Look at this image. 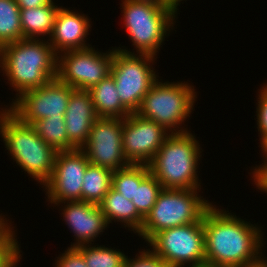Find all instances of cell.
<instances>
[{
	"label": "cell",
	"instance_id": "cell-1",
	"mask_svg": "<svg viewBox=\"0 0 267 267\" xmlns=\"http://www.w3.org/2000/svg\"><path fill=\"white\" fill-rule=\"evenodd\" d=\"M218 207L212 204L203 215L205 267L264 266L263 227Z\"/></svg>",
	"mask_w": 267,
	"mask_h": 267
},
{
	"label": "cell",
	"instance_id": "cell-2",
	"mask_svg": "<svg viewBox=\"0 0 267 267\" xmlns=\"http://www.w3.org/2000/svg\"><path fill=\"white\" fill-rule=\"evenodd\" d=\"M0 68L18 97L56 79L57 54L48 39H21L0 48Z\"/></svg>",
	"mask_w": 267,
	"mask_h": 267
},
{
	"label": "cell",
	"instance_id": "cell-3",
	"mask_svg": "<svg viewBox=\"0 0 267 267\" xmlns=\"http://www.w3.org/2000/svg\"><path fill=\"white\" fill-rule=\"evenodd\" d=\"M0 137L14 162L44 186L53 174L57 151L6 107L0 110Z\"/></svg>",
	"mask_w": 267,
	"mask_h": 267
},
{
	"label": "cell",
	"instance_id": "cell-4",
	"mask_svg": "<svg viewBox=\"0 0 267 267\" xmlns=\"http://www.w3.org/2000/svg\"><path fill=\"white\" fill-rule=\"evenodd\" d=\"M201 150L191 131L170 133L148 164L150 172L165 189H201L197 174Z\"/></svg>",
	"mask_w": 267,
	"mask_h": 267
},
{
	"label": "cell",
	"instance_id": "cell-5",
	"mask_svg": "<svg viewBox=\"0 0 267 267\" xmlns=\"http://www.w3.org/2000/svg\"><path fill=\"white\" fill-rule=\"evenodd\" d=\"M121 2L125 31L135 46L136 54H150L157 58L166 36L174 28L177 14L158 0Z\"/></svg>",
	"mask_w": 267,
	"mask_h": 267
},
{
	"label": "cell",
	"instance_id": "cell-6",
	"mask_svg": "<svg viewBox=\"0 0 267 267\" xmlns=\"http://www.w3.org/2000/svg\"><path fill=\"white\" fill-rule=\"evenodd\" d=\"M196 98L194 86L188 82H160L158 79L144 95L135 113L171 133L187 132L189 130L182 124L190 118Z\"/></svg>",
	"mask_w": 267,
	"mask_h": 267
},
{
	"label": "cell",
	"instance_id": "cell-7",
	"mask_svg": "<svg viewBox=\"0 0 267 267\" xmlns=\"http://www.w3.org/2000/svg\"><path fill=\"white\" fill-rule=\"evenodd\" d=\"M198 190V191H197ZM200 189H165L160 192L155 205L144 219L138 233L148 242L162 230L196 223L212 205L198 192Z\"/></svg>",
	"mask_w": 267,
	"mask_h": 267
},
{
	"label": "cell",
	"instance_id": "cell-8",
	"mask_svg": "<svg viewBox=\"0 0 267 267\" xmlns=\"http://www.w3.org/2000/svg\"><path fill=\"white\" fill-rule=\"evenodd\" d=\"M115 47L111 75L122 104L135 113L159 77L152 65L156 58L150 54H136L134 51Z\"/></svg>",
	"mask_w": 267,
	"mask_h": 267
},
{
	"label": "cell",
	"instance_id": "cell-9",
	"mask_svg": "<svg viewBox=\"0 0 267 267\" xmlns=\"http://www.w3.org/2000/svg\"><path fill=\"white\" fill-rule=\"evenodd\" d=\"M147 244L168 267H205L203 218L196 223L162 230Z\"/></svg>",
	"mask_w": 267,
	"mask_h": 267
},
{
	"label": "cell",
	"instance_id": "cell-10",
	"mask_svg": "<svg viewBox=\"0 0 267 267\" xmlns=\"http://www.w3.org/2000/svg\"><path fill=\"white\" fill-rule=\"evenodd\" d=\"M114 50L104 53L90 47L62 52L57 55L56 78L73 89L90 90L111 74Z\"/></svg>",
	"mask_w": 267,
	"mask_h": 267
},
{
	"label": "cell",
	"instance_id": "cell-11",
	"mask_svg": "<svg viewBox=\"0 0 267 267\" xmlns=\"http://www.w3.org/2000/svg\"><path fill=\"white\" fill-rule=\"evenodd\" d=\"M74 89L57 78L47 84L24 91L7 109L21 122L32 125L41 119L64 117L71 92ZM14 100V101H13Z\"/></svg>",
	"mask_w": 267,
	"mask_h": 267
},
{
	"label": "cell",
	"instance_id": "cell-12",
	"mask_svg": "<svg viewBox=\"0 0 267 267\" xmlns=\"http://www.w3.org/2000/svg\"><path fill=\"white\" fill-rule=\"evenodd\" d=\"M89 164L82 149L57 151L53 174L42 186L49 204L82 201L83 177Z\"/></svg>",
	"mask_w": 267,
	"mask_h": 267
},
{
	"label": "cell",
	"instance_id": "cell-13",
	"mask_svg": "<svg viewBox=\"0 0 267 267\" xmlns=\"http://www.w3.org/2000/svg\"><path fill=\"white\" fill-rule=\"evenodd\" d=\"M123 119L98 118L81 148L90 164L115 172L129 166L122 145Z\"/></svg>",
	"mask_w": 267,
	"mask_h": 267
},
{
	"label": "cell",
	"instance_id": "cell-14",
	"mask_svg": "<svg viewBox=\"0 0 267 267\" xmlns=\"http://www.w3.org/2000/svg\"><path fill=\"white\" fill-rule=\"evenodd\" d=\"M170 134L163 126L131 113L123 119L122 145L131 164L148 165Z\"/></svg>",
	"mask_w": 267,
	"mask_h": 267
},
{
	"label": "cell",
	"instance_id": "cell-15",
	"mask_svg": "<svg viewBox=\"0 0 267 267\" xmlns=\"http://www.w3.org/2000/svg\"><path fill=\"white\" fill-rule=\"evenodd\" d=\"M61 207L63 221L74 234V243L70 247H78L92 242L102 235L104 230L109 227L105 216L98 204L84 201H68L55 204ZM76 242V243H75Z\"/></svg>",
	"mask_w": 267,
	"mask_h": 267
},
{
	"label": "cell",
	"instance_id": "cell-16",
	"mask_svg": "<svg viewBox=\"0 0 267 267\" xmlns=\"http://www.w3.org/2000/svg\"><path fill=\"white\" fill-rule=\"evenodd\" d=\"M91 20L86 14L59 6L52 35L48 39L58 55L65 51L81 50L92 47L86 42L91 31Z\"/></svg>",
	"mask_w": 267,
	"mask_h": 267
},
{
	"label": "cell",
	"instance_id": "cell-17",
	"mask_svg": "<svg viewBox=\"0 0 267 267\" xmlns=\"http://www.w3.org/2000/svg\"><path fill=\"white\" fill-rule=\"evenodd\" d=\"M99 118L89 90L74 89L64 114L69 141L81 149L87 142L93 123Z\"/></svg>",
	"mask_w": 267,
	"mask_h": 267
},
{
	"label": "cell",
	"instance_id": "cell-18",
	"mask_svg": "<svg viewBox=\"0 0 267 267\" xmlns=\"http://www.w3.org/2000/svg\"><path fill=\"white\" fill-rule=\"evenodd\" d=\"M98 205L108 225L112 221H117V223H122L125 228L128 227L130 232L133 231L137 234L140 232L144 218L138 213L132 201L126 199L112 187Z\"/></svg>",
	"mask_w": 267,
	"mask_h": 267
},
{
	"label": "cell",
	"instance_id": "cell-19",
	"mask_svg": "<svg viewBox=\"0 0 267 267\" xmlns=\"http://www.w3.org/2000/svg\"><path fill=\"white\" fill-rule=\"evenodd\" d=\"M89 92L99 118L124 119L131 112L122 104L111 74L93 86Z\"/></svg>",
	"mask_w": 267,
	"mask_h": 267
},
{
	"label": "cell",
	"instance_id": "cell-20",
	"mask_svg": "<svg viewBox=\"0 0 267 267\" xmlns=\"http://www.w3.org/2000/svg\"><path fill=\"white\" fill-rule=\"evenodd\" d=\"M58 8V4L52 2L34 9H20L23 39H41V37L44 39L47 35L49 39L54 29Z\"/></svg>",
	"mask_w": 267,
	"mask_h": 267
},
{
	"label": "cell",
	"instance_id": "cell-21",
	"mask_svg": "<svg viewBox=\"0 0 267 267\" xmlns=\"http://www.w3.org/2000/svg\"><path fill=\"white\" fill-rule=\"evenodd\" d=\"M112 171L89 164L84 173L82 201L99 204L112 186Z\"/></svg>",
	"mask_w": 267,
	"mask_h": 267
},
{
	"label": "cell",
	"instance_id": "cell-22",
	"mask_svg": "<svg viewBox=\"0 0 267 267\" xmlns=\"http://www.w3.org/2000/svg\"><path fill=\"white\" fill-rule=\"evenodd\" d=\"M32 127L56 151L77 149L68 139L64 117L49 116L34 122Z\"/></svg>",
	"mask_w": 267,
	"mask_h": 267
},
{
	"label": "cell",
	"instance_id": "cell-23",
	"mask_svg": "<svg viewBox=\"0 0 267 267\" xmlns=\"http://www.w3.org/2000/svg\"><path fill=\"white\" fill-rule=\"evenodd\" d=\"M23 39L20 8L15 0H0V48Z\"/></svg>",
	"mask_w": 267,
	"mask_h": 267
},
{
	"label": "cell",
	"instance_id": "cell-24",
	"mask_svg": "<svg viewBox=\"0 0 267 267\" xmlns=\"http://www.w3.org/2000/svg\"><path fill=\"white\" fill-rule=\"evenodd\" d=\"M150 173L146 164H130L112 173L111 187L126 199L135 200L136 185H140Z\"/></svg>",
	"mask_w": 267,
	"mask_h": 267
},
{
	"label": "cell",
	"instance_id": "cell-25",
	"mask_svg": "<svg viewBox=\"0 0 267 267\" xmlns=\"http://www.w3.org/2000/svg\"><path fill=\"white\" fill-rule=\"evenodd\" d=\"M76 248L83 254L87 267H123L127 257L120 249L111 246L85 244Z\"/></svg>",
	"mask_w": 267,
	"mask_h": 267
},
{
	"label": "cell",
	"instance_id": "cell-26",
	"mask_svg": "<svg viewBox=\"0 0 267 267\" xmlns=\"http://www.w3.org/2000/svg\"><path fill=\"white\" fill-rule=\"evenodd\" d=\"M162 189L161 183L152 173H150L140 185H136L135 200H132V203L144 219L155 205Z\"/></svg>",
	"mask_w": 267,
	"mask_h": 267
},
{
	"label": "cell",
	"instance_id": "cell-27",
	"mask_svg": "<svg viewBox=\"0 0 267 267\" xmlns=\"http://www.w3.org/2000/svg\"><path fill=\"white\" fill-rule=\"evenodd\" d=\"M15 226L0 238V267H17L22 259L20 244L15 235Z\"/></svg>",
	"mask_w": 267,
	"mask_h": 267
},
{
	"label": "cell",
	"instance_id": "cell-28",
	"mask_svg": "<svg viewBox=\"0 0 267 267\" xmlns=\"http://www.w3.org/2000/svg\"><path fill=\"white\" fill-rule=\"evenodd\" d=\"M256 103L257 129L260 134V147L267 142V82L258 91Z\"/></svg>",
	"mask_w": 267,
	"mask_h": 267
},
{
	"label": "cell",
	"instance_id": "cell-29",
	"mask_svg": "<svg viewBox=\"0 0 267 267\" xmlns=\"http://www.w3.org/2000/svg\"><path fill=\"white\" fill-rule=\"evenodd\" d=\"M139 253V254H138ZM135 258L125 259L123 267H168L167 264L150 248L139 251Z\"/></svg>",
	"mask_w": 267,
	"mask_h": 267
},
{
	"label": "cell",
	"instance_id": "cell-30",
	"mask_svg": "<svg viewBox=\"0 0 267 267\" xmlns=\"http://www.w3.org/2000/svg\"><path fill=\"white\" fill-rule=\"evenodd\" d=\"M56 258L54 267H87L83 254L76 247H68Z\"/></svg>",
	"mask_w": 267,
	"mask_h": 267
},
{
	"label": "cell",
	"instance_id": "cell-31",
	"mask_svg": "<svg viewBox=\"0 0 267 267\" xmlns=\"http://www.w3.org/2000/svg\"><path fill=\"white\" fill-rule=\"evenodd\" d=\"M261 153L263 154L262 160L264 159V161H262L263 163L258 166H253L250 175L252 174L251 177L254 179L252 182H254L257 189L267 195V155L262 151Z\"/></svg>",
	"mask_w": 267,
	"mask_h": 267
},
{
	"label": "cell",
	"instance_id": "cell-32",
	"mask_svg": "<svg viewBox=\"0 0 267 267\" xmlns=\"http://www.w3.org/2000/svg\"><path fill=\"white\" fill-rule=\"evenodd\" d=\"M20 9L37 8L43 5H49L54 0H15Z\"/></svg>",
	"mask_w": 267,
	"mask_h": 267
},
{
	"label": "cell",
	"instance_id": "cell-33",
	"mask_svg": "<svg viewBox=\"0 0 267 267\" xmlns=\"http://www.w3.org/2000/svg\"><path fill=\"white\" fill-rule=\"evenodd\" d=\"M6 218L2 213L0 214V238L11 228L12 222Z\"/></svg>",
	"mask_w": 267,
	"mask_h": 267
},
{
	"label": "cell",
	"instance_id": "cell-34",
	"mask_svg": "<svg viewBox=\"0 0 267 267\" xmlns=\"http://www.w3.org/2000/svg\"><path fill=\"white\" fill-rule=\"evenodd\" d=\"M161 4L171 8L176 14H178L177 10L178 9V5L181 4L180 2L183 0H158ZM187 1V0H186Z\"/></svg>",
	"mask_w": 267,
	"mask_h": 267
},
{
	"label": "cell",
	"instance_id": "cell-35",
	"mask_svg": "<svg viewBox=\"0 0 267 267\" xmlns=\"http://www.w3.org/2000/svg\"><path fill=\"white\" fill-rule=\"evenodd\" d=\"M261 151L267 155V142L261 147Z\"/></svg>",
	"mask_w": 267,
	"mask_h": 267
}]
</instances>
